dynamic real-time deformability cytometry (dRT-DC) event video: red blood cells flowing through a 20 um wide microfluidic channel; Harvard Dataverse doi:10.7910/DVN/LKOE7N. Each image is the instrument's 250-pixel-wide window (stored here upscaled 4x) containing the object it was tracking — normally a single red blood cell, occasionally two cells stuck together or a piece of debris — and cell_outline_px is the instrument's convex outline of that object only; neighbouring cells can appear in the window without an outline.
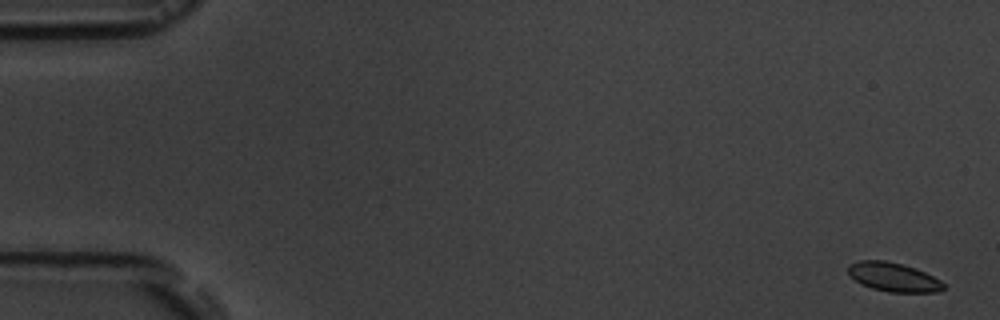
{"species": "common noctule bat (a hibernating species)", "species_latin": "Nyctalus noctula", "temperature_condition": "room temperature", "stored_images_in_passage": 5, "camera_frame_rate_fps": 3000, "um_per_image_px": 0.085, "animal": {"sex": "male", "body_mass_g": 19.5, "forearm_length_mm": 54.6}, "frame": {"image": 1, "passage_image": 1, "time_ms": 0.0, "image_size_px": [1000, 320], "cell_outline_px": [[944, 288], [940, 292], [888, 292], [872, 288], [860, 284], [848, 272], [848, 264], [860, 260], [884, 260], [916, 268], [940, 280], [944, 284]], "centroid_in_image_um": [75.93, 23.55], "position_along_channel_um": 9.1, "area_um2": 16.01}}
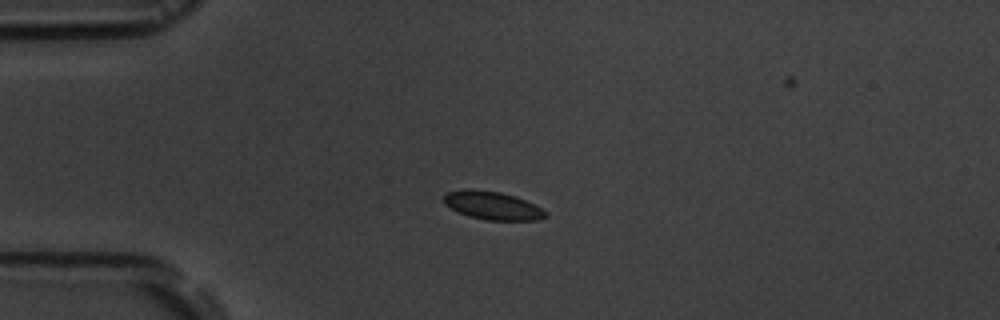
{"frame": {"image": 2, "passage_image": 4, "time_ms": 4.333, "image_size_px": [1000, 320], "cell_outline_px": [[548, 216], [540, 220], [488, 220], [468, 216], [456, 212], [444, 204], [444, 196], [448, 192], [468, 188], [472, 188], [500, 192], [516, 196], [548, 212]], "centroid_in_image_um": [41.85, 17.47], "position_along_channel_um": 43.2, "area_um2": 16.82}}